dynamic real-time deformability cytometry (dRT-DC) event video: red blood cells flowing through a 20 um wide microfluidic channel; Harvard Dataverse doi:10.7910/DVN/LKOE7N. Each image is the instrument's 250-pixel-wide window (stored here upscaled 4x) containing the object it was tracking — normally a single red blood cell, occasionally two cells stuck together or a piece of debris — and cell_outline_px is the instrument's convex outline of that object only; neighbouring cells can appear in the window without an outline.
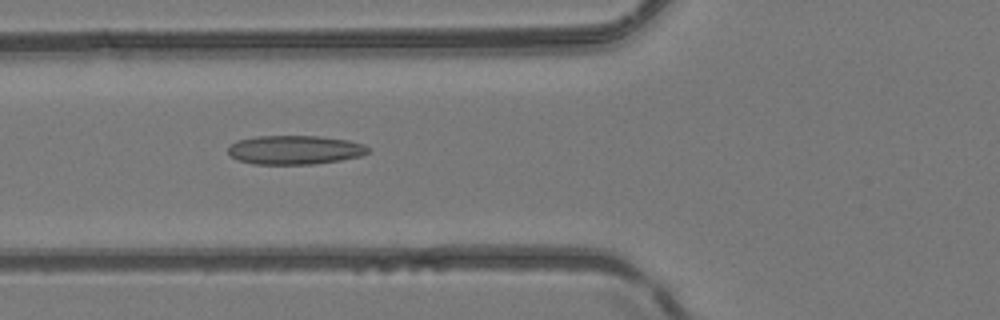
{"species": "common noctule bat (a hibernating species)", "species_latin": "Nyctalus noctula", "temperature_condition": "room temperature", "stored_images_in_passage": 32, "camera_frame_rate_fps": 3000, "um_per_image_px": 0.085, "animal": {"sex": "female", "body_mass_g": 24.6, "forearm_length_mm": 56.2}, "frame": {"image": 1, "passage_image": 11, "time_ms": 3.333, "image_size_px": [1000, 320], "cell_outline_px": [[368, 152], [360, 156], [340, 160], [312, 164], [252, 164], [228, 156], [228, 144], [236, 140], [256, 136], [316, 136], [348, 140], [364, 144], [368, 148]], "centroid_in_image_um": [24.99, 12.74], "position_along_channel_um": 100.8, "area_um2": 23.7}}
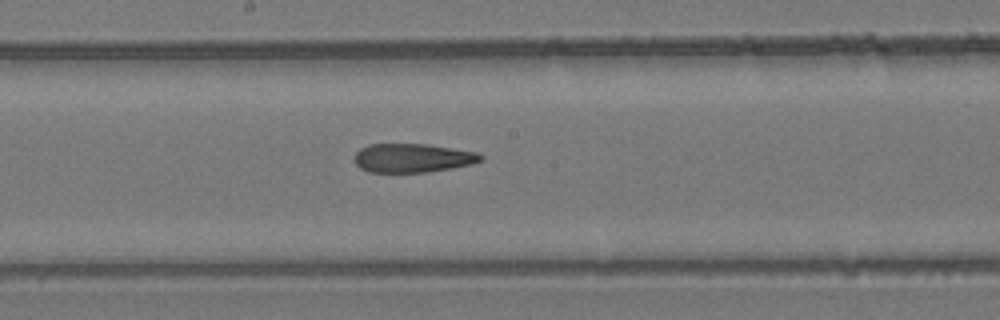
{"frame": {"image": 2, "passage_image": 19, "time_ms": 6.0, "image_size_px": [1000, 320], "cell_outline_px": [[484, 160], [472, 164], [452, 168], [424, 172], [368, 172], [360, 168], [356, 164], [356, 152], [360, 148], [368, 144], [428, 144], [476, 152], [484, 156]], "centroid_in_image_um": [35.09, 13.42], "position_along_channel_um": 213.1, "area_um2": 21.21}}
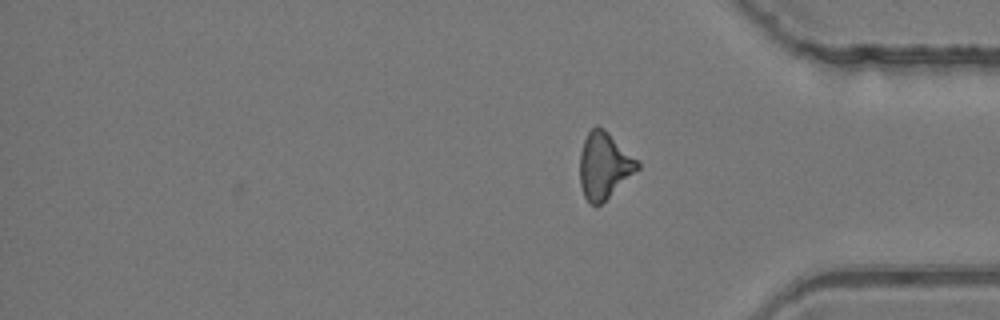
{"frame": {"image": 3, "passage_image": 32, "time_ms": 10.333, "image_size_px": [1000, 320], "cell_outline_px": [[640, 168], [600, 204], [592, 204], [584, 196], [580, 184], [580, 152], [584, 140], [588, 132], [596, 124], [604, 128], [640, 160]], "centroid_in_image_um": [51.37, 14.02], "position_along_channel_um": 383.8, "area_um2": 22.31}, "authors_computed_cell_mechanics": {"area_um2": 22.6287, "velocity_mm_per_s": 4.1964, "shape_relaxation_time_tau1_ms": null, "shape_relaxation_time_tau2_ms": 3.9541, "deformation_change_tau1": null, "deformation_change_tau2": 0.1358}}